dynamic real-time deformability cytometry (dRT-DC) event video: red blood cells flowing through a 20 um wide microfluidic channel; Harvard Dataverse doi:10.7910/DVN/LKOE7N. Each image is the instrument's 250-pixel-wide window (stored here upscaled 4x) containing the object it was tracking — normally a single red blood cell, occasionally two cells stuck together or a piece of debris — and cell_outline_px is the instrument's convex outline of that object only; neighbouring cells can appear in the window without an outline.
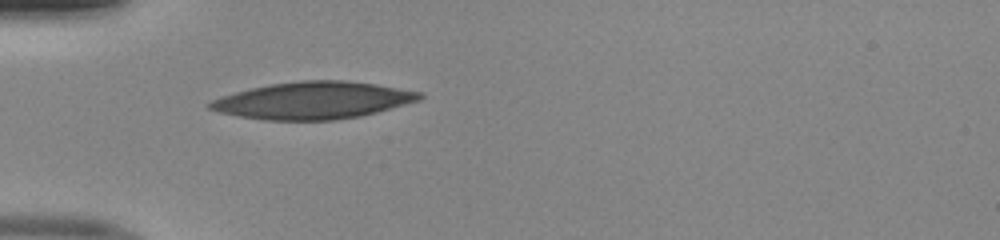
{"species": "human", "species_latin": "Homo sapiens", "temperature_condition": "room temperature", "stored_images_in_passage": 35, "camera_frame_rate_fps": 3000, "um_per_image_px": 0.085, "donor": {"sex": "male"}, "frame": {"image": 1, "passage_image": 1, "time_ms": 0.0, "image_size_px": [1000, 240], "cell_outline_px": [[424, 96], [420, 100], [376, 112], [360, 116], [336, 120], [264, 120], [240, 116], [220, 112], [208, 108], [204, 104], [220, 96], [252, 88], [272, 84], [300, 80], [344, 80], [376, 84], [424, 92]], "centroid_in_image_um": [26.62, 8.53], "position_along_channel_um": 58.4, "area_um2": 45.37}}
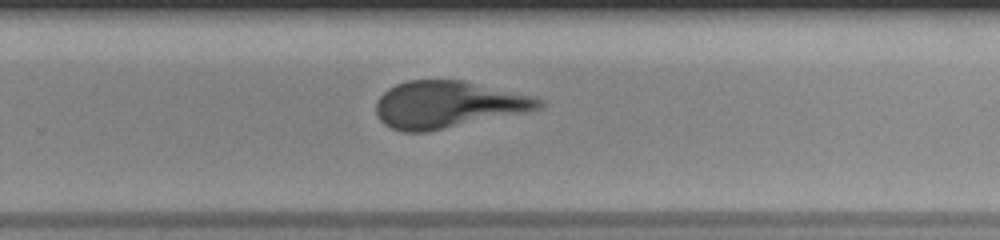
{"frame": {"image": 2, "passage_image": 19, "time_ms": 6.0, "image_size_px": [1000, 240], "cell_outline_px": [[544, 104], [540, 108], [528, 112], [428, 132], [404, 132], [392, 128], [384, 124], [380, 120], [376, 112], [376, 104], [380, 96], [388, 88], [396, 84], [408, 80], [464, 80], [536, 96], [544, 100]], "centroid_in_image_um": [38.11, 8.89], "position_along_channel_um": 291.7, "area_um2": 44.97}}
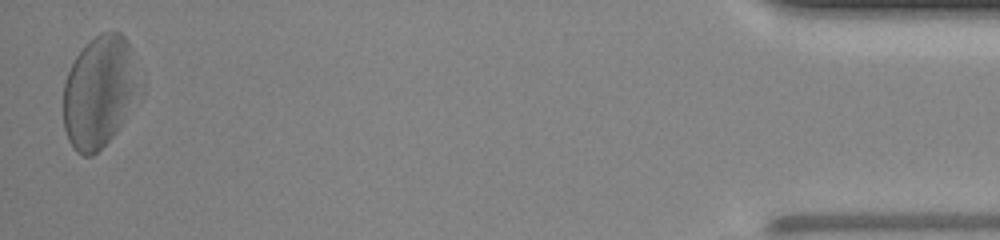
{"frame": {"image": 3, "passage_image": 35, "time_ms": 11.333, "image_size_px": [1000, 240], "cell_outline_px": [[144, 92], [116, 132], [92, 156], [84, 156], [76, 152], [72, 148], [68, 140], [64, 128], [64, 84], [68, 72], [76, 56], [100, 32], [120, 32], [128, 40], [132, 48], [144, 84]], "centroid_in_image_um": [8.54, 7.8], "position_along_channel_um": 426.7, "area_um2": 50.63}}